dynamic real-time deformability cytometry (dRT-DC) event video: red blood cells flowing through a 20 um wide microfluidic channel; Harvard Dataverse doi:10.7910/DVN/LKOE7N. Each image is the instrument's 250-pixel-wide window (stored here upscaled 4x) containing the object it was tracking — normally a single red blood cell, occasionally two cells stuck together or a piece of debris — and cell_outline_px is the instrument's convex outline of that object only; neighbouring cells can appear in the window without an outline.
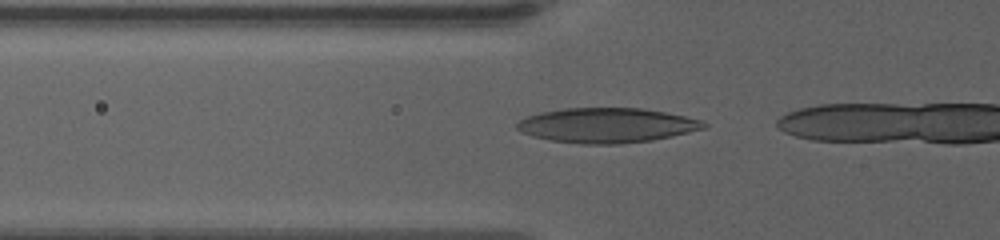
{"species": "human", "species_latin": "Homo sapiens", "temperature_condition": "warm", "stored_images_in_passage": 23, "camera_frame_rate_fps": 3000, "um_per_image_px": 0.085, "donor": {"sex": "female"}, "frame": {"image": 1, "passage_image": 17, "time_ms": 5.333, "image_size_px": [1000, 240], "cell_outline_px": [[708, 128], [672, 136], [652, 140], [620, 144], [580, 144], [552, 140], [532, 136], [516, 128], [516, 124], [520, 120], [528, 116], [540, 112], [564, 108], [640, 108], [664, 112], [684, 116], [700, 120], [708, 124]], "centroid_in_image_um": [51.6, 10.65], "position_along_channel_um": 74.2, "area_um2": 37.8}}
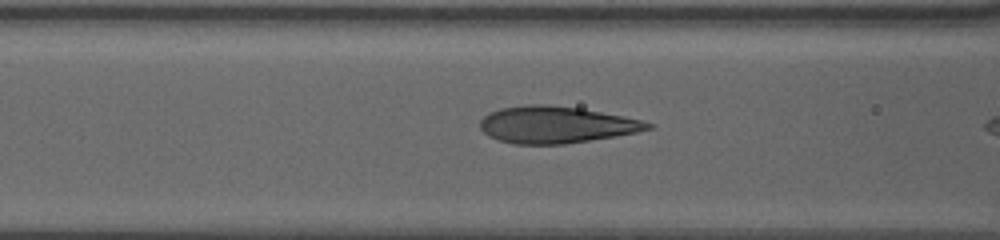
{"frame": {"image": 2, "passage_image": 21, "time_ms": 6.667, "image_size_px": [1000, 240], "cell_outline_px": [[656, 128], [616, 136], [564, 144], [516, 144], [500, 140], [488, 136], [480, 128], [480, 120], [484, 116], [500, 108], [528, 104], [548, 104], [580, 108], [640, 120], [652, 124]], "centroid_in_image_um": [47.25, 10.6], "position_along_channel_um": 119.4, "area_um2": 35.72}}